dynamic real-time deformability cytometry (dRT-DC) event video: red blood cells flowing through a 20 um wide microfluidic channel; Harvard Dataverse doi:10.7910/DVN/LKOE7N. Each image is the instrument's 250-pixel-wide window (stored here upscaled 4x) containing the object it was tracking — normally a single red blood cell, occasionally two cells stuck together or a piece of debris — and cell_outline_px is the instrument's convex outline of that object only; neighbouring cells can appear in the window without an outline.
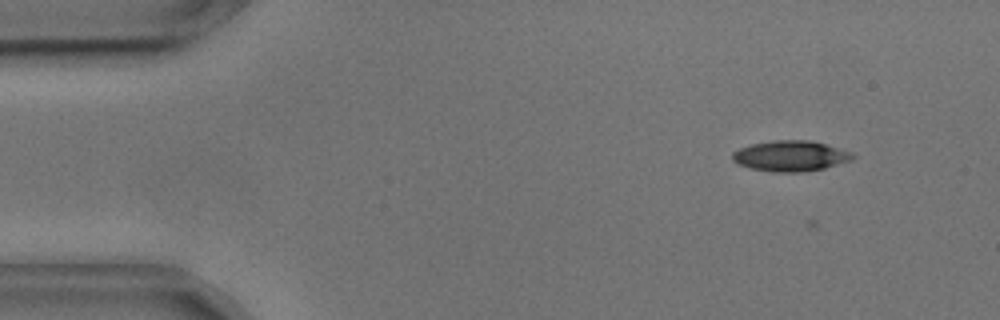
{"species": "common noctule bat (a hibernating species)", "species_latin": "Nyctalus noctula", "temperature_condition": "cold", "stored_images_in_passage": 37, "camera_frame_rate_fps": 3000, "um_per_image_px": 0.085, "animal": {"sex": "male", "body_mass_g": 17.9, "forearm_length_mm": 54.2}, "frame": {"image": 1, "passage_image": 6, "time_ms": 1.667, "image_size_px": [1000, 320], "cell_outline_px": [[856, 156], [852, 160], [824, 168], [804, 172], [772, 172], [752, 168], [740, 164], [732, 160], [732, 152], [740, 148], [752, 144], [776, 140], [808, 140], [824, 144], [852, 152]], "centroid_in_image_um": [67.21, 13.26], "position_along_channel_um": 17.8, "area_um2": 21.27}}
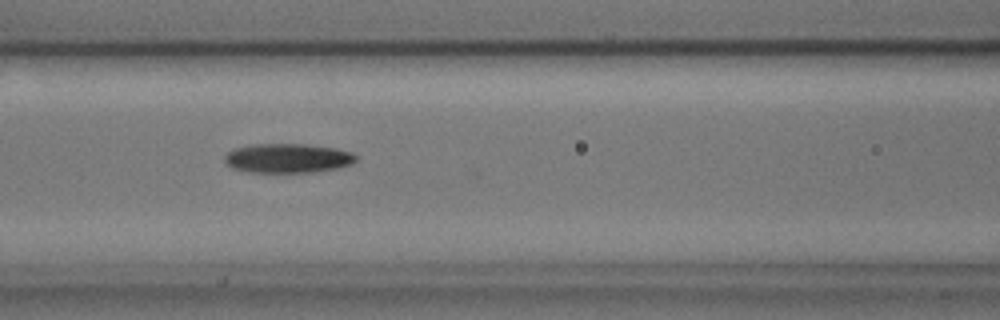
{"frame": {"image": 2, "passage_image": 23, "time_ms": 7.333, "image_size_px": [1000, 320], "cell_outline_px": [[356, 160], [352, 164], [336, 168], [312, 172], [248, 172], [232, 168], [224, 164], [224, 156], [228, 152], [236, 148], [252, 144], [308, 144], [336, 148], [352, 152], [356, 156]], "centroid_in_image_um": [24.43, 13.44], "position_along_channel_um": 142.2, "area_um2": 22.54}}
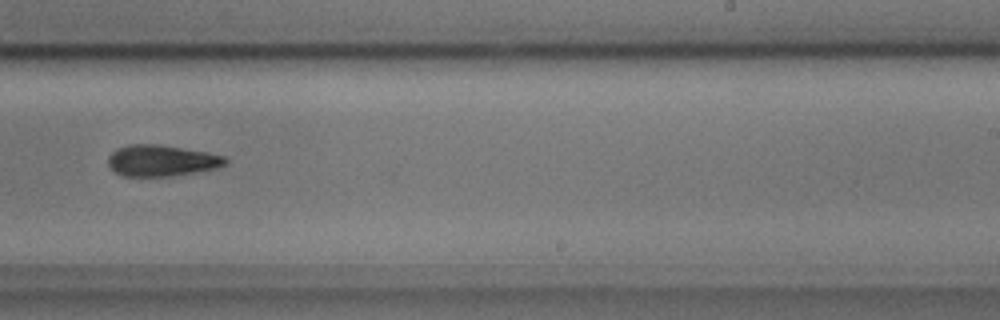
{"frame": {"image": 3, "passage_image": 34, "time_ms": 11.0, "image_size_px": [1000, 320], "cell_outline_px": [[228, 164], [220, 168], [172, 176], [124, 176], [116, 172], [108, 164], [108, 156], [116, 148], [128, 144], [160, 144], [204, 152], [224, 156], [228, 160]], "centroid_in_image_um": [13.75, 13.65], "position_along_channel_um": 275.3, "area_um2": 21.44}}